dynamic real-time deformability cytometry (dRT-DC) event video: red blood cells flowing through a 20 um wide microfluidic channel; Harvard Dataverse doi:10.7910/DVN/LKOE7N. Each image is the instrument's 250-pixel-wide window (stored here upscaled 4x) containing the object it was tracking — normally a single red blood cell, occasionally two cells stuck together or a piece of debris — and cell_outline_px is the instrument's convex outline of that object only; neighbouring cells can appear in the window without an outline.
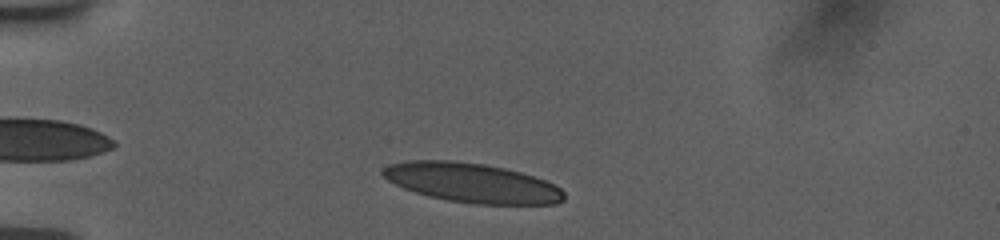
{"species": "human", "species_latin": "Homo sapiens", "temperature_condition": "room temperature", "stored_images_in_passage": 52, "camera_frame_rate_fps": 3000, "um_per_image_px": 0.085, "donor": {"sex": "female"}, "frame": {"image": 1, "passage_image": 12, "time_ms": 1.333, "image_size_px": [1000, 240], "cell_outline_px": [[564, 200], [556, 204], [476, 204], [448, 200], [428, 196], [404, 188], [388, 180], [380, 172], [388, 164], [408, 160], [452, 160], [484, 164], [504, 168], [520, 172], [544, 180], [560, 188], [564, 192]], "centroid_in_image_um": [40.1, 15.53], "position_along_channel_um": 44.9, "area_um2": 41.44}}
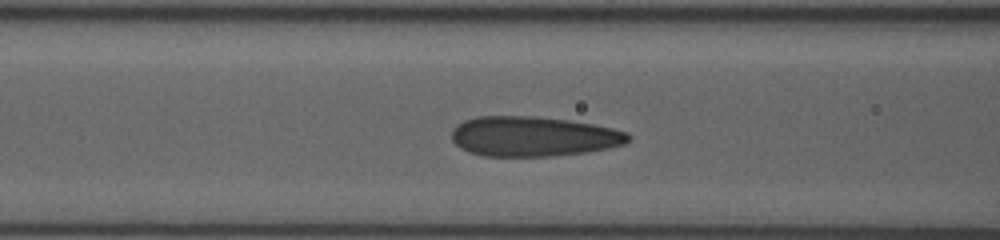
{"frame": {"image": 2, "passage_image": 39, "time_ms": 4.333, "image_size_px": [1000, 240], "cell_outline_px": [[632, 140], [624, 144], [608, 148], [584, 152], [548, 156], [484, 156], [468, 152], [460, 148], [452, 140], [452, 128], [456, 124], [464, 120], [476, 116], [536, 116], [568, 120], [592, 124], [612, 128], [628, 132], [632, 136]], "centroid_in_image_um": [45.31, 11.59], "position_along_channel_um": 121.3, "area_um2": 41.33}}
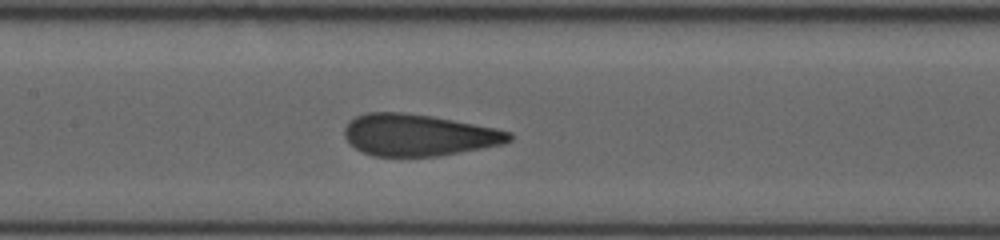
{"frame": {"image": 3, "passage_image": 51, "time_ms": 5.667, "image_size_px": [1000, 240], "cell_outline_px": [[512, 140], [504, 144], [440, 156], [372, 156], [348, 144], [344, 136], [344, 128], [348, 120], [356, 116], [368, 112], [404, 112], [432, 116], [512, 132]], "centroid_in_image_um": [35.53, 11.48], "position_along_channel_um": 171.9, "area_um2": 40.11}}